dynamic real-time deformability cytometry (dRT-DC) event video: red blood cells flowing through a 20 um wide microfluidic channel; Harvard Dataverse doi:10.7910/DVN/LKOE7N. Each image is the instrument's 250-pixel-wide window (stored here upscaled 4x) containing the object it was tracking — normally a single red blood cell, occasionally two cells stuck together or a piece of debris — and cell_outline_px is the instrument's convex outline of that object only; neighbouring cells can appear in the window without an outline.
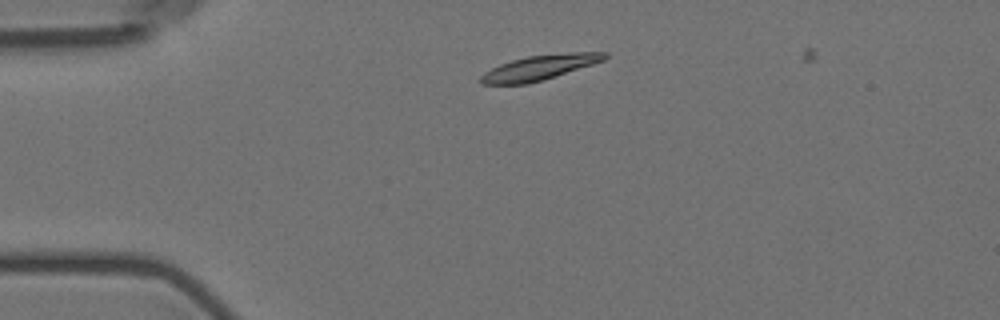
{"species": "Egyptian fruit bat (a non-hibernating species)", "species_latin": "Rousettus aegyptiacus", "temperature_condition": "room temperature", "stored_images_in_passage": 3, "camera_frame_rate_fps": 3000, "um_per_image_px": 0.085, "animal": {"sex": "female"}, "frame": {"image": 1, "passage_image": 2, "time_ms": 1.333, "image_size_px": [1000, 320], "cell_outline_px": [[608, 56], [604, 60], [544, 80], [528, 84], [480, 84], [480, 76], [484, 72], [500, 64], [512, 60], [528, 56], [572, 52], [608, 52]], "centroid_in_image_um": [45.85, 5.74], "position_along_channel_um": 39.2, "area_um2": 17.86}}